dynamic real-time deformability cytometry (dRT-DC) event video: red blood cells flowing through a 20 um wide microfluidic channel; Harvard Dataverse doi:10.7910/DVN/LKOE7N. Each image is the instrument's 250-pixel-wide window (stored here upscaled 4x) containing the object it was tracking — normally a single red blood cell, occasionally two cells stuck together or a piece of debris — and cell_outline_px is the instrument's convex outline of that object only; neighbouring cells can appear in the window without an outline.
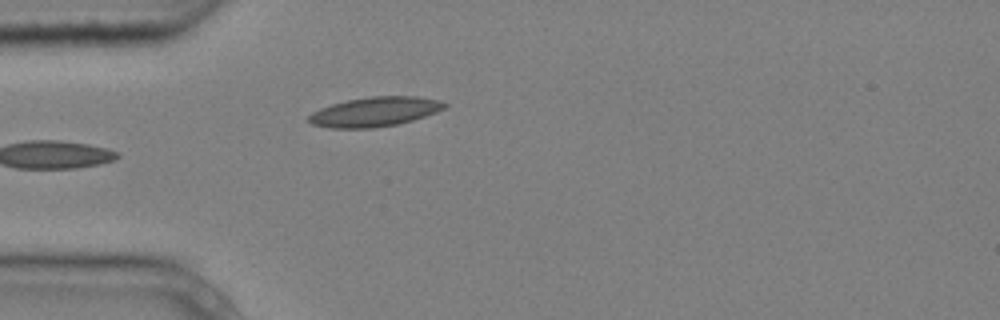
{"species": "common noctule bat (a hibernating species)", "species_latin": "Nyctalus noctula", "temperature_condition": "cold", "stored_images_in_passage": 4, "camera_frame_rate_fps": 3000, "um_per_image_px": 0.085, "animal": {"sex": "male", "body_mass_g": 20.4}, "frame": {"image": 1, "passage_image": 4, "time_ms": 1.0, "image_size_px": [1000, 320], "cell_outline_px": [[448, 104], [444, 108], [436, 112], [412, 120], [396, 124], [372, 128], [328, 128], [312, 124], [308, 120], [308, 116], [312, 112], [320, 108], [332, 104], [348, 100], [372, 96], [416, 96], [440, 100]], "centroid_in_image_um": [31.84, 9.5], "position_along_channel_um": 53.2, "area_um2": 23.24}}